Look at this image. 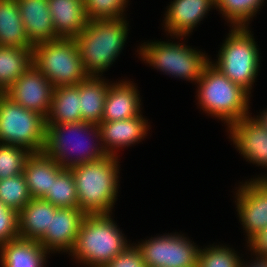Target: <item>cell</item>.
I'll return each mask as SVG.
<instances>
[{
	"label": "cell",
	"mask_w": 267,
	"mask_h": 267,
	"mask_svg": "<svg viewBox=\"0 0 267 267\" xmlns=\"http://www.w3.org/2000/svg\"><path fill=\"white\" fill-rule=\"evenodd\" d=\"M126 18L89 21L75 38L89 76L101 77L121 54L128 37Z\"/></svg>",
	"instance_id": "cell-1"
},
{
	"label": "cell",
	"mask_w": 267,
	"mask_h": 267,
	"mask_svg": "<svg viewBox=\"0 0 267 267\" xmlns=\"http://www.w3.org/2000/svg\"><path fill=\"white\" fill-rule=\"evenodd\" d=\"M117 156L71 168L77 188L79 209L85 214H112L119 188Z\"/></svg>",
	"instance_id": "cell-2"
},
{
	"label": "cell",
	"mask_w": 267,
	"mask_h": 267,
	"mask_svg": "<svg viewBox=\"0 0 267 267\" xmlns=\"http://www.w3.org/2000/svg\"><path fill=\"white\" fill-rule=\"evenodd\" d=\"M89 135L91 138L88 137ZM85 137H88V140L94 137L96 139H93V141L98 143L89 142ZM42 151L52 157L64 169H71L107 156L101 145L98 124L84 121L47 125L45 145ZM74 155L76 156L73 157Z\"/></svg>",
	"instance_id": "cell-3"
},
{
	"label": "cell",
	"mask_w": 267,
	"mask_h": 267,
	"mask_svg": "<svg viewBox=\"0 0 267 267\" xmlns=\"http://www.w3.org/2000/svg\"><path fill=\"white\" fill-rule=\"evenodd\" d=\"M116 224L111 214H86L70 256L83 266L104 267L130 245Z\"/></svg>",
	"instance_id": "cell-4"
},
{
	"label": "cell",
	"mask_w": 267,
	"mask_h": 267,
	"mask_svg": "<svg viewBox=\"0 0 267 267\" xmlns=\"http://www.w3.org/2000/svg\"><path fill=\"white\" fill-rule=\"evenodd\" d=\"M196 83L200 108L208 115L224 121L227 128L251 115L248 111L251 96L217 69L211 60L203 68Z\"/></svg>",
	"instance_id": "cell-5"
},
{
	"label": "cell",
	"mask_w": 267,
	"mask_h": 267,
	"mask_svg": "<svg viewBox=\"0 0 267 267\" xmlns=\"http://www.w3.org/2000/svg\"><path fill=\"white\" fill-rule=\"evenodd\" d=\"M212 64L249 95L260 68L259 48L249 27H230Z\"/></svg>",
	"instance_id": "cell-6"
},
{
	"label": "cell",
	"mask_w": 267,
	"mask_h": 267,
	"mask_svg": "<svg viewBox=\"0 0 267 267\" xmlns=\"http://www.w3.org/2000/svg\"><path fill=\"white\" fill-rule=\"evenodd\" d=\"M32 64L55 87L77 85L89 77L75 39L60 38L34 45Z\"/></svg>",
	"instance_id": "cell-7"
},
{
	"label": "cell",
	"mask_w": 267,
	"mask_h": 267,
	"mask_svg": "<svg viewBox=\"0 0 267 267\" xmlns=\"http://www.w3.org/2000/svg\"><path fill=\"white\" fill-rule=\"evenodd\" d=\"M137 50L139 57L165 74L197 82L210 59L204 52L181 43L148 41Z\"/></svg>",
	"instance_id": "cell-8"
},
{
	"label": "cell",
	"mask_w": 267,
	"mask_h": 267,
	"mask_svg": "<svg viewBox=\"0 0 267 267\" xmlns=\"http://www.w3.org/2000/svg\"><path fill=\"white\" fill-rule=\"evenodd\" d=\"M46 117L15 103L0 93V143L42 152L46 138Z\"/></svg>",
	"instance_id": "cell-9"
},
{
	"label": "cell",
	"mask_w": 267,
	"mask_h": 267,
	"mask_svg": "<svg viewBox=\"0 0 267 267\" xmlns=\"http://www.w3.org/2000/svg\"><path fill=\"white\" fill-rule=\"evenodd\" d=\"M135 245L146 267H197L200 247L183 234H163Z\"/></svg>",
	"instance_id": "cell-10"
},
{
	"label": "cell",
	"mask_w": 267,
	"mask_h": 267,
	"mask_svg": "<svg viewBox=\"0 0 267 267\" xmlns=\"http://www.w3.org/2000/svg\"><path fill=\"white\" fill-rule=\"evenodd\" d=\"M236 191V208L239 221L248 241L267 227V176L251 178L241 183Z\"/></svg>",
	"instance_id": "cell-11"
},
{
	"label": "cell",
	"mask_w": 267,
	"mask_h": 267,
	"mask_svg": "<svg viewBox=\"0 0 267 267\" xmlns=\"http://www.w3.org/2000/svg\"><path fill=\"white\" fill-rule=\"evenodd\" d=\"M55 86L33 64L6 91L15 103L41 114H49Z\"/></svg>",
	"instance_id": "cell-12"
},
{
	"label": "cell",
	"mask_w": 267,
	"mask_h": 267,
	"mask_svg": "<svg viewBox=\"0 0 267 267\" xmlns=\"http://www.w3.org/2000/svg\"><path fill=\"white\" fill-rule=\"evenodd\" d=\"M85 215L79 207L57 208L51 215L50 228L38 242L50 253L62 251L70 254Z\"/></svg>",
	"instance_id": "cell-13"
},
{
	"label": "cell",
	"mask_w": 267,
	"mask_h": 267,
	"mask_svg": "<svg viewBox=\"0 0 267 267\" xmlns=\"http://www.w3.org/2000/svg\"><path fill=\"white\" fill-rule=\"evenodd\" d=\"M227 129L229 138L246 161L267 168V128L249 115Z\"/></svg>",
	"instance_id": "cell-14"
},
{
	"label": "cell",
	"mask_w": 267,
	"mask_h": 267,
	"mask_svg": "<svg viewBox=\"0 0 267 267\" xmlns=\"http://www.w3.org/2000/svg\"><path fill=\"white\" fill-rule=\"evenodd\" d=\"M212 7L215 8V0L171 1L164 14L165 31L177 39L189 36Z\"/></svg>",
	"instance_id": "cell-15"
},
{
	"label": "cell",
	"mask_w": 267,
	"mask_h": 267,
	"mask_svg": "<svg viewBox=\"0 0 267 267\" xmlns=\"http://www.w3.org/2000/svg\"><path fill=\"white\" fill-rule=\"evenodd\" d=\"M98 127L104 151L107 155L118 157L117 152L122 147L133 146L137 142H141L142 139L144 140L150 126L148 125V120L140 114L134 118L119 121H101Z\"/></svg>",
	"instance_id": "cell-16"
},
{
	"label": "cell",
	"mask_w": 267,
	"mask_h": 267,
	"mask_svg": "<svg viewBox=\"0 0 267 267\" xmlns=\"http://www.w3.org/2000/svg\"><path fill=\"white\" fill-rule=\"evenodd\" d=\"M29 42L38 43L60 39L54 30L48 0H16Z\"/></svg>",
	"instance_id": "cell-17"
},
{
	"label": "cell",
	"mask_w": 267,
	"mask_h": 267,
	"mask_svg": "<svg viewBox=\"0 0 267 267\" xmlns=\"http://www.w3.org/2000/svg\"><path fill=\"white\" fill-rule=\"evenodd\" d=\"M122 80L110 83L101 121H119L141 114V99L136 85Z\"/></svg>",
	"instance_id": "cell-18"
},
{
	"label": "cell",
	"mask_w": 267,
	"mask_h": 267,
	"mask_svg": "<svg viewBox=\"0 0 267 267\" xmlns=\"http://www.w3.org/2000/svg\"><path fill=\"white\" fill-rule=\"evenodd\" d=\"M48 7L59 38L75 39L90 21L84 0H48Z\"/></svg>",
	"instance_id": "cell-19"
},
{
	"label": "cell",
	"mask_w": 267,
	"mask_h": 267,
	"mask_svg": "<svg viewBox=\"0 0 267 267\" xmlns=\"http://www.w3.org/2000/svg\"><path fill=\"white\" fill-rule=\"evenodd\" d=\"M52 157L42 152L31 153L25 161L23 174L32 198H42L63 170Z\"/></svg>",
	"instance_id": "cell-20"
},
{
	"label": "cell",
	"mask_w": 267,
	"mask_h": 267,
	"mask_svg": "<svg viewBox=\"0 0 267 267\" xmlns=\"http://www.w3.org/2000/svg\"><path fill=\"white\" fill-rule=\"evenodd\" d=\"M47 254L37 240L17 237L0 245L1 267H44Z\"/></svg>",
	"instance_id": "cell-21"
},
{
	"label": "cell",
	"mask_w": 267,
	"mask_h": 267,
	"mask_svg": "<svg viewBox=\"0 0 267 267\" xmlns=\"http://www.w3.org/2000/svg\"><path fill=\"white\" fill-rule=\"evenodd\" d=\"M57 207L43 198H32L18 212L19 237L30 240H39L50 228L51 215Z\"/></svg>",
	"instance_id": "cell-22"
},
{
	"label": "cell",
	"mask_w": 267,
	"mask_h": 267,
	"mask_svg": "<svg viewBox=\"0 0 267 267\" xmlns=\"http://www.w3.org/2000/svg\"><path fill=\"white\" fill-rule=\"evenodd\" d=\"M109 85L103 77L96 76H89L79 83L80 112L84 122H101Z\"/></svg>",
	"instance_id": "cell-23"
},
{
	"label": "cell",
	"mask_w": 267,
	"mask_h": 267,
	"mask_svg": "<svg viewBox=\"0 0 267 267\" xmlns=\"http://www.w3.org/2000/svg\"><path fill=\"white\" fill-rule=\"evenodd\" d=\"M83 121L80 112L79 83L54 89L46 124H65Z\"/></svg>",
	"instance_id": "cell-24"
},
{
	"label": "cell",
	"mask_w": 267,
	"mask_h": 267,
	"mask_svg": "<svg viewBox=\"0 0 267 267\" xmlns=\"http://www.w3.org/2000/svg\"><path fill=\"white\" fill-rule=\"evenodd\" d=\"M0 46L33 47L28 40L16 0H0Z\"/></svg>",
	"instance_id": "cell-25"
},
{
	"label": "cell",
	"mask_w": 267,
	"mask_h": 267,
	"mask_svg": "<svg viewBox=\"0 0 267 267\" xmlns=\"http://www.w3.org/2000/svg\"><path fill=\"white\" fill-rule=\"evenodd\" d=\"M32 48L0 46V93H5L30 68Z\"/></svg>",
	"instance_id": "cell-26"
},
{
	"label": "cell",
	"mask_w": 267,
	"mask_h": 267,
	"mask_svg": "<svg viewBox=\"0 0 267 267\" xmlns=\"http://www.w3.org/2000/svg\"><path fill=\"white\" fill-rule=\"evenodd\" d=\"M265 0H215V8L219 9L229 27H248L250 19L259 12Z\"/></svg>",
	"instance_id": "cell-27"
},
{
	"label": "cell",
	"mask_w": 267,
	"mask_h": 267,
	"mask_svg": "<svg viewBox=\"0 0 267 267\" xmlns=\"http://www.w3.org/2000/svg\"><path fill=\"white\" fill-rule=\"evenodd\" d=\"M57 208L78 207V195L71 169H63L52 179L50 190L42 197Z\"/></svg>",
	"instance_id": "cell-28"
},
{
	"label": "cell",
	"mask_w": 267,
	"mask_h": 267,
	"mask_svg": "<svg viewBox=\"0 0 267 267\" xmlns=\"http://www.w3.org/2000/svg\"><path fill=\"white\" fill-rule=\"evenodd\" d=\"M32 199L24 174L0 180V201L19 212Z\"/></svg>",
	"instance_id": "cell-29"
},
{
	"label": "cell",
	"mask_w": 267,
	"mask_h": 267,
	"mask_svg": "<svg viewBox=\"0 0 267 267\" xmlns=\"http://www.w3.org/2000/svg\"><path fill=\"white\" fill-rule=\"evenodd\" d=\"M230 247L208 245L198 252L197 267H240L242 259Z\"/></svg>",
	"instance_id": "cell-30"
},
{
	"label": "cell",
	"mask_w": 267,
	"mask_h": 267,
	"mask_svg": "<svg viewBox=\"0 0 267 267\" xmlns=\"http://www.w3.org/2000/svg\"><path fill=\"white\" fill-rule=\"evenodd\" d=\"M31 153L22 146L0 143V180L23 174Z\"/></svg>",
	"instance_id": "cell-31"
},
{
	"label": "cell",
	"mask_w": 267,
	"mask_h": 267,
	"mask_svg": "<svg viewBox=\"0 0 267 267\" xmlns=\"http://www.w3.org/2000/svg\"><path fill=\"white\" fill-rule=\"evenodd\" d=\"M128 2V0H84V5L86 15L92 21L123 18Z\"/></svg>",
	"instance_id": "cell-32"
},
{
	"label": "cell",
	"mask_w": 267,
	"mask_h": 267,
	"mask_svg": "<svg viewBox=\"0 0 267 267\" xmlns=\"http://www.w3.org/2000/svg\"><path fill=\"white\" fill-rule=\"evenodd\" d=\"M19 237L18 212L0 201V245Z\"/></svg>",
	"instance_id": "cell-33"
},
{
	"label": "cell",
	"mask_w": 267,
	"mask_h": 267,
	"mask_svg": "<svg viewBox=\"0 0 267 267\" xmlns=\"http://www.w3.org/2000/svg\"><path fill=\"white\" fill-rule=\"evenodd\" d=\"M104 267H146L137 246L131 244Z\"/></svg>",
	"instance_id": "cell-34"
},
{
	"label": "cell",
	"mask_w": 267,
	"mask_h": 267,
	"mask_svg": "<svg viewBox=\"0 0 267 267\" xmlns=\"http://www.w3.org/2000/svg\"><path fill=\"white\" fill-rule=\"evenodd\" d=\"M247 244L252 255L267 257V227L251 237Z\"/></svg>",
	"instance_id": "cell-35"
},
{
	"label": "cell",
	"mask_w": 267,
	"mask_h": 267,
	"mask_svg": "<svg viewBox=\"0 0 267 267\" xmlns=\"http://www.w3.org/2000/svg\"><path fill=\"white\" fill-rule=\"evenodd\" d=\"M240 267H267V257H262V256H256L255 260L253 259L250 262H244L241 261Z\"/></svg>",
	"instance_id": "cell-36"
},
{
	"label": "cell",
	"mask_w": 267,
	"mask_h": 267,
	"mask_svg": "<svg viewBox=\"0 0 267 267\" xmlns=\"http://www.w3.org/2000/svg\"><path fill=\"white\" fill-rule=\"evenodd\" d=\"M260 113L261 115H257L256 118L254 117V119L258 121L263 127L267 128V109Z\"/></svg>",
	"instance_id": "cell-37"
}]
</instances>
